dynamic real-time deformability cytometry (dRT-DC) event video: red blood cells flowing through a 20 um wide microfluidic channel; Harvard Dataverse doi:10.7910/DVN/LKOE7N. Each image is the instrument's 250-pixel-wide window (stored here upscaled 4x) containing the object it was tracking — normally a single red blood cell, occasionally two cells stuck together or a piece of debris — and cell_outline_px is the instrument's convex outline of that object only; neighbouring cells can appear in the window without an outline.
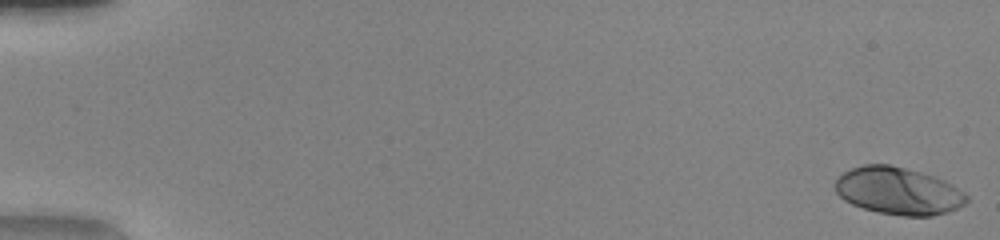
{"species": "human", "species_latin": "Homo sapiens", "temperature_condition": "warm", "stored_images_in_passage": 51, "camera_frame_rate_fps": 3000, "um_per_image_px": 0.085, "donor": {"sex": "female"}, "frame": {"image": 1, "passage_image": 1, "time_ms": 0.0, "image_size_px": [1000, 240], "cell_outline_px": [[968, 200], [964, 204], [948, 212], [932, 216], [904, 216], [880, 212], [864, 208], [852, 204], [844, 200], [836, 192], [832, 184], [844, 172], [852, 168], [864, 164], [888, 164], [936, 176], [952, 184], [964, 192], [968, 196]], "centroid_in_image_um": [76.35, 16.23], "position_along_channel_um": 8.7, "area_um2": 36.24}}
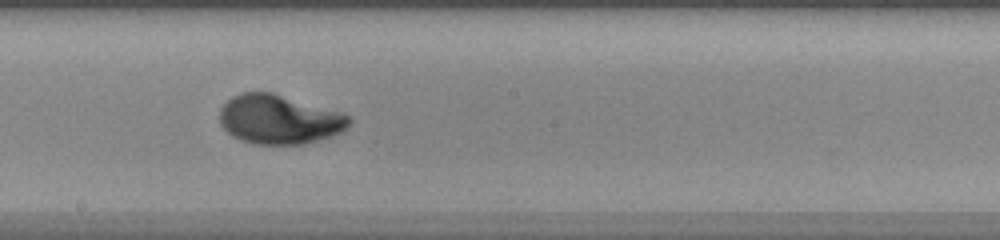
{"frame": {"image": 2, "passage_image": 30, "time_ms": 9.667, "image_size_px": [1000, 240], "cell_outline_px": [[352, 124], [348, 128], [340, 132], [304, 144], [252, 144], [240, 140], [232, 136], [220, 124], [220, 108], [232, 96], [240, 92], [272, 92], [352, 116]], "centroid_in_image_um": [23.71, 10.15], "position_along_channel_um": 224.5, "area_um2": 37.05}}
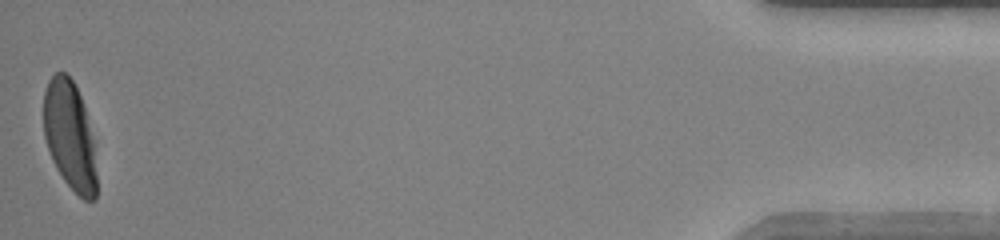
{"frame": {"image": 3, "passage_image": 51, "time_ms": 16.667, "image_size_px": [1000, 240], "cell_outline_px": [[96, 200], [84, 200], [64, 180], [56, 168], [52, 160], [44, 136], [44, 92], [48, 80], [56, 72], [64, 72], [72, 80], [80, 96], [84, 108], [92, 136], [96, 176]], "centroid_in_image_um": [5.91, 11.53], "position_along_channel_um": 429.3, "area_um2": 33.12}, "authors_computed_cell_mechanics": {"area_um2": 35.7204, "velocity_mm_per_s": 4.111, "shape_relaxation_time_tau1_ms": 2.8368, "shape_relaxation_time_tau2_ms": null, "deformation_change_tau1": 0.2121, "deformation_change_tau2": null}}